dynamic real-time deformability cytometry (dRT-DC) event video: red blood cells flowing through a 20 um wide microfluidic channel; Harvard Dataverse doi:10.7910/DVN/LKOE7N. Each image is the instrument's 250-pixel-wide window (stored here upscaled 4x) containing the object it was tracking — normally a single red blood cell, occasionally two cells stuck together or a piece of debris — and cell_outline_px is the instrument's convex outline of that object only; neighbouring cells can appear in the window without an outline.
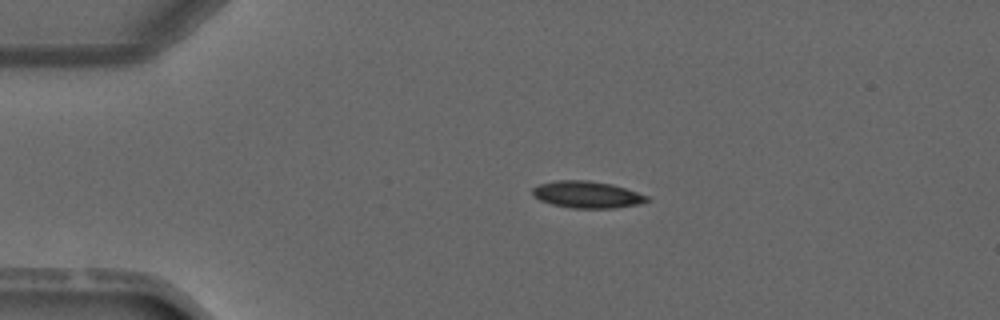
{"species": "common noctule bat (a hibernating species)", "species_latin": "Nyctalus noctula", "temperature_condition": "warm", "stored_images_in_passage": 2, "camera_frame_rate_fps": 3000, "um_per_image_px": 0.085, "animal": {"sex": "male", "forearm_length_mm": 52.5}, "frame": {"image": 1, "passage_image": 1, "time_ms": 0.0, "image_size_px": [1000, 320], "cell_outline_px": [[648, 200], [640, 204], [616, 208], [572, 208], [552, 204], [540, 200], [532, 196], [532, 188], [540, 184], [556, 180], [588, 180], [612, 184], [648, 196]], "centroid_in_image_um": [49.87, 16.54], "position_along_channel_um": 35.1, "area_um2": 17.86}}